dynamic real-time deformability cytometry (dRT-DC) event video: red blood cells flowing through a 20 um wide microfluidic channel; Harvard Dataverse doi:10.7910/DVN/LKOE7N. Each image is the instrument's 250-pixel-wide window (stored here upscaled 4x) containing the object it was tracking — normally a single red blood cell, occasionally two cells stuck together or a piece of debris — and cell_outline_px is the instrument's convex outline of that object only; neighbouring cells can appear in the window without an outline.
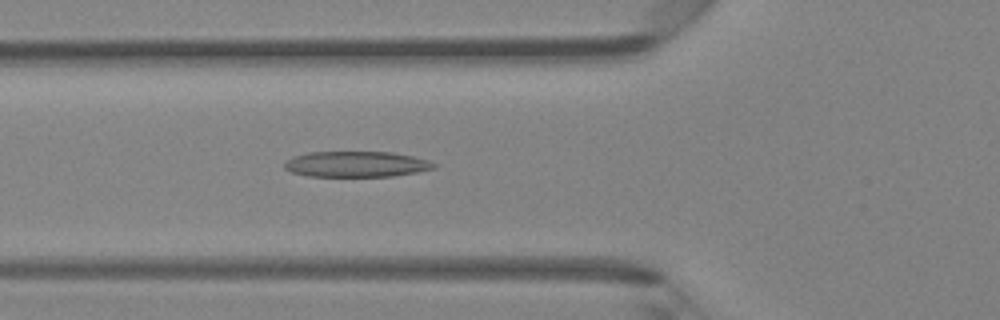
{"species": "Egyptian fruit bat (a non-hibernating species)", "species_latin": "Rousettus aegyptiacus", "temperature_condition": "room temperature", "stored_images_in_passage": 47, "camera_frame_rate_fps": 3000, "um_per_image_px": 0.085, "animal": {"sex": "female"}, "frame": {"image": 1, "passage_image": 17, "time_ms": 5.333, "image_size_px": [1000, 320], "cell_outline_px": [[436, 168], [416, 172], [392, 176], [308, 176], [292, 172], [284, 168], [284, 164], [292, 156], [308, 152], [392, 152], [412, 156], [428, 160], [436, 164]], "centroid_in_image_um": [30.28, 13.95], "position_along_channel_um": 95.5, "area_um2": 22.31}}
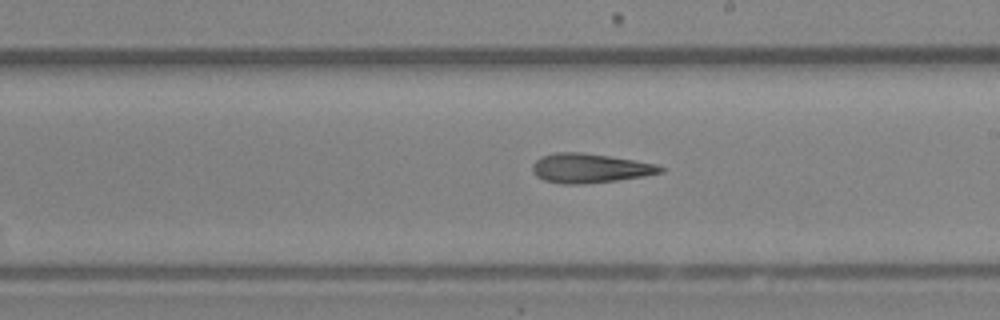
{"frame": {"image": 2, "passage_image": 27, "time_ms": 8.667, "image_size_px": [1000, 320], "cell_outline_px": [[664, 172], [644, 176], [616, 180], [584, 184], [564, 184], [544, 180], [536, 176], [532, 172], [532, 164], [540, 156], [556, 152], [580, 152], [608, 156], [656, 164], [664, 168]], "centroid_in_image_um": [50.1, 14.3], "position_along_channel_um": 238.9, "area_um2": 21.79}}
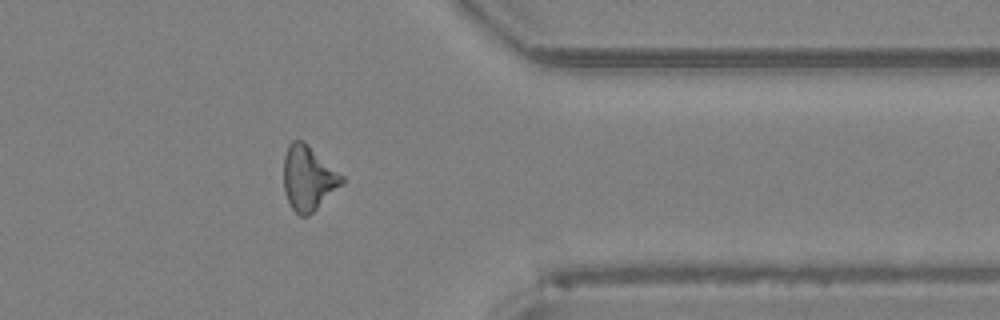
{"frame": {"image": 3, "passage_image": 38, "time_ms": 12.333, "image_size_px": [1000, 320], "cell_outline_px": [[344, 184], [308, 216], [300, 216], [292, 208], [284, 192], [284, 156], [288, 144], [292, 140], [304, 140], [344, 176]], "centroid_in_image_um": [26.22, 15.12], "position_along_channel_um": 385.2, "area_um2": 22.08}, "authors_computed_cell_mechanics": {"area_um2": 22.3108, "velocity_mm_per_s": 4.3097, "shape_relaxation_time_tau1_ms": 5.7887, "shape_relaxation_time_tau2_ms": 5.0192, "deformation_change_tau1": 0.1773, "deformation_change_tau2": 0.2064}}